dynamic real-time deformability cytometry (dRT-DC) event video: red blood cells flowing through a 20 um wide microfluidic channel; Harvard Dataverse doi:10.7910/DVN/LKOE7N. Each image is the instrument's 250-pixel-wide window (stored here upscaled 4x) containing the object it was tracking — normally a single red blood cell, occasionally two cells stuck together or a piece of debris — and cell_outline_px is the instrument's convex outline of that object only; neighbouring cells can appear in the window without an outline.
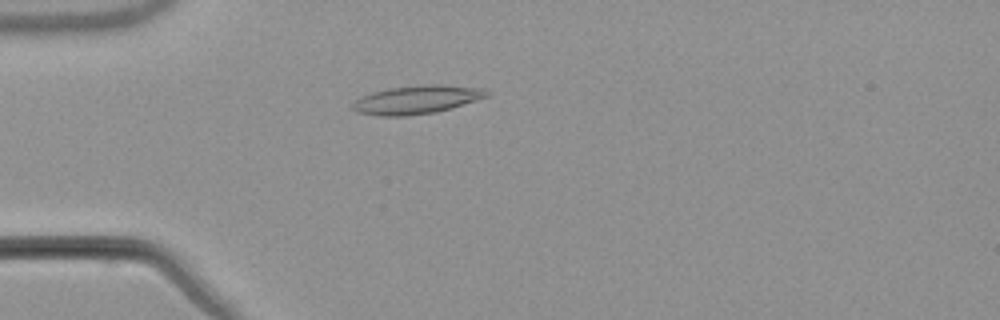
{"species": "common noctule bat (a hibernating species)", "species_latin": "Nyctalus noctula", "temperature_condition": "warm", "stored_images_in_passage": 49, "camera_frame_rate_fps": 3000, "um_per_image_px": 0.085, "animal": {"sex": "male", "body_mass_g": 21.5, "forearm_length_mm": 52.0}, "frame": {"image": 1, "passage_image": 11, "time_ms": 3.333, "image_size_px": [1000, 320], "cell_outline_px": [[492, 92], [488, 96], [476, 100], [436, 112], [404, 116], [380, 116], [356, 112], [352, 108], [352, 104], [360, 96], [372, 92], [388, 88], [424, 84], [440, 84], [480, 88]], "centroid_in_image_um": [35.39, 8.46], "position_along_channel_um": 49.6, "area_um2": 22.2}}
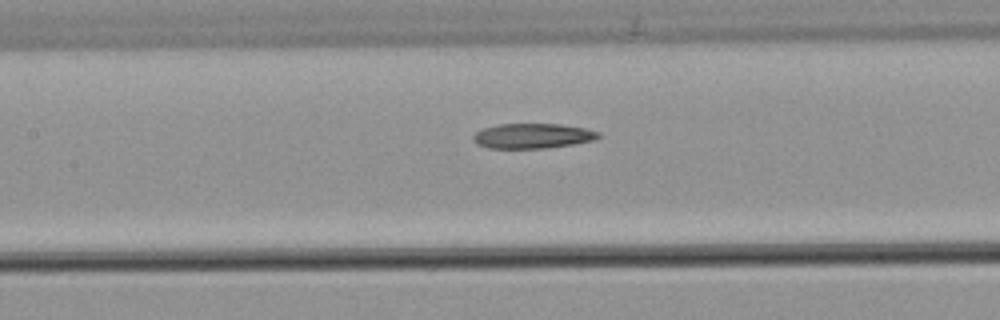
{"frame": {"image": 2, "passage_image": 21, "time_ms": 6.667, "image_size_px": [1000, 320], "cell_outline_px": [[600, 136], [592, 140], [572, 144], [544, 148], [488, 148], [476, 144], [472, 140], [472, 136], [476, 132], [484, 128], [500, 124], [560, 124], [584, 128], [600, 132]], "centroid_in_image_um": [45.23, 11.55], "position_along_channel_um": 162.2, "area_um2": 18.09}}
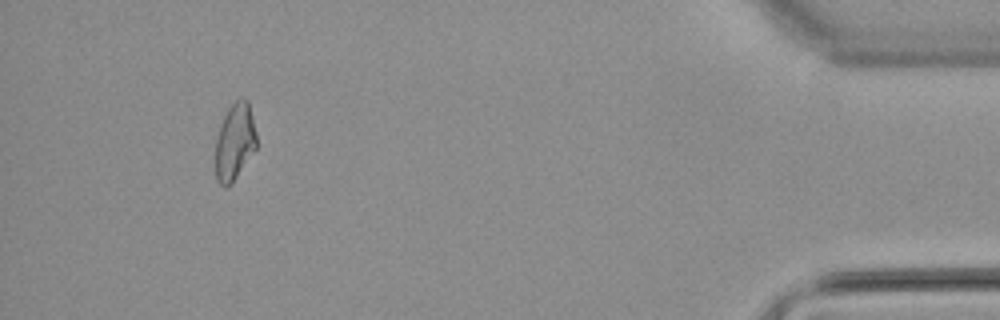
{"frame": {"image": 3, "passage_image": 46, "time_ms": 15.0, "image_size_px": [1000, 320], "cell_outline_px": [[256, 148], [232, 184], [228, 188], [224, 188], [216, 180], [216, 136], [220, 124], [228, 108], [240, 96], [244, 96], [248, 100], [256, 132]], "centroid_in_image_um": [19.95, 12.05], "position_along_channel_um": 415.3, "area_um2": 18.61}, "authors_computed_cell_mechanics": {"area_um2": 19.074, "velocity_mm_per_s": 3.8241, "shape_relaxation_time_tau1_ms": null, "shape_relaxation_time_tau2_ms": 8.4972, "deformation_change_tau1": null, "deformation_change_tau2": 0.1843}}